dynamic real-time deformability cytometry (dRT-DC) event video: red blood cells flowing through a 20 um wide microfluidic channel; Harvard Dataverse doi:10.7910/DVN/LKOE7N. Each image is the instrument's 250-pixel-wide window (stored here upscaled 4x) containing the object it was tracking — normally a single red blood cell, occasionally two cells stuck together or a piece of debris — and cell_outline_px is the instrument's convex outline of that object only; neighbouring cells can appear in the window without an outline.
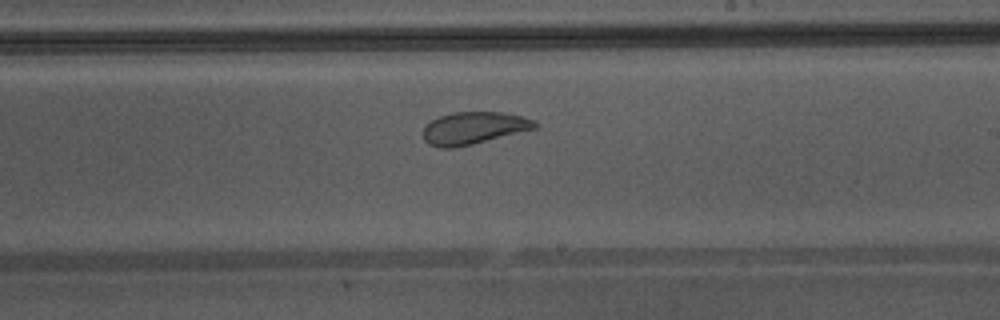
{"species": "Egyptian fruit bat (a non-hibernating species)", "species_latin": "Rousettus aegyptiacus", "temperature_condition": "warm", "stored_images_in_passage": 33, "camera_frame_rate_fps": 3000, "um_per_image_px": 0.085, "animal": {"sex": "male"}, "frame": {"image": 1, "passage_image": 19, "time_ms": 6.0, "image_size_px": [1000, 320], "cell_outline_px": [[540, 124], [536, 128], [472, 144], [452, 148], [440, 148], [428, 144], [424, 140], [424, 124], [440, 116], [452, 112], [500, 112], [524, 116], [536, 120]], "centroid_in_image_um": [40.27, 10.87], "position_along_channel_um": 248.7, "area_um2": 21.1}}